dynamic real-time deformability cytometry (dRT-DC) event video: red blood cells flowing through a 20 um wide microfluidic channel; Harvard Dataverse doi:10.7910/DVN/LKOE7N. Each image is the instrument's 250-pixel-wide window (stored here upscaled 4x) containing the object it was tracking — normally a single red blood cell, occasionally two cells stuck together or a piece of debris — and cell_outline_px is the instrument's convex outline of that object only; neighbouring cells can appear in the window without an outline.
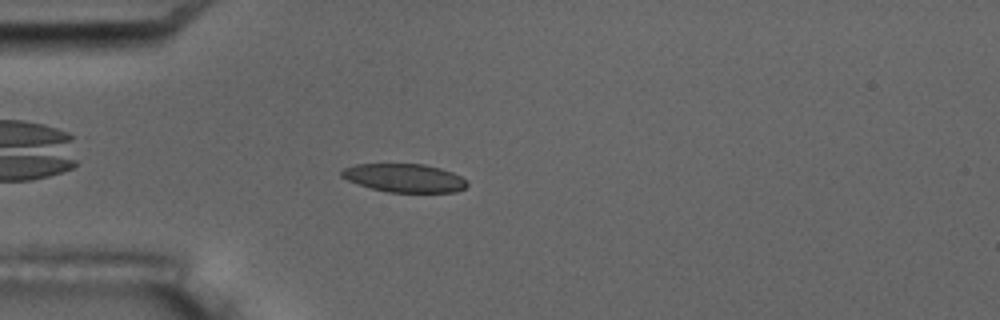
{"species": "common noctule bat (a hibernating species)", "species_latin": "Nyctalus noctula", "temperature_condition": "room temperature", "stored_images_in_passage": 5, "camera_frame_rate_fps": 3000, "um_per_image_px": 0.085, "animal": {"sex": "male", "body_mass_g": 17.5, "forearm_length_mm": 52.3}, "frame": {"image": 1, "passage_image": 4, "time_ms": 4.333, "image_size_px": [1000, 320], "cell_outline_px": [[468, 184], [464, 188], [456, 192], [388, 192], [372, 188], [348, 180], [340, 176], [340, 172], [344, 168], [356, 164], [424, 164], [440, 168], [452, 172], [468, 180]], "centroid_in_image_um": [34.4, 15.12], "position_along_channel_um": 50.6, "area_um2": 20.69}}